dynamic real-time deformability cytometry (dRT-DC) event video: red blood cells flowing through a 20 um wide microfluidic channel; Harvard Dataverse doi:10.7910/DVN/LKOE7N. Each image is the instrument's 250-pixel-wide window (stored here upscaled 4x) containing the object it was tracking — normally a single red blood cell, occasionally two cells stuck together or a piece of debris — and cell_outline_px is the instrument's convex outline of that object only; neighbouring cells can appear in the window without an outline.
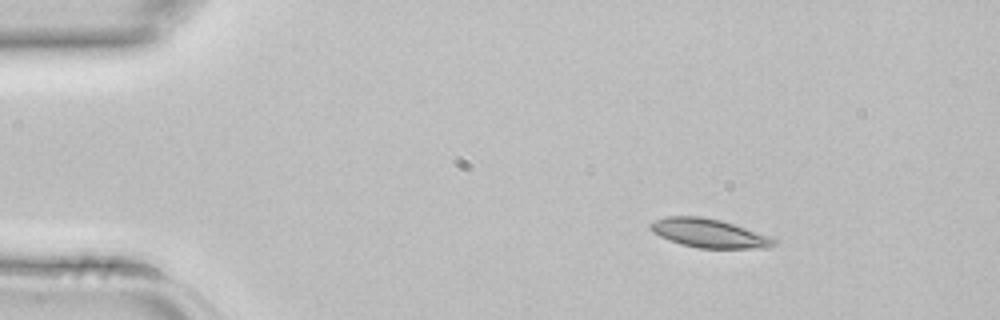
{"species": "common noctule bat (a hibernating species)", "species_latin": "Nyctalus noctula", "temperature_condition": "room temperature", "stored_images_in_passage": 3, "camera_frame_rate_fps": 3000, "um_per_image_px": 0.085, "animal": {"sex": "female", "body_mass_g": 22.7, "forearm_length_mm": 54.2}, "frame": {"image": 1, "passage_image": 1, "time_ms": 0.0, "image_size_px": [1000, 320], "cell_outline_px": [[780, 240], [776, 244], [768, 248], [700, 248], [680, 244], [660, 236], [652, 232], [648, 228], [648, 224], [656, 220], [668, 216], [700, 216], [720, 220]], "centroid_in_image_um": [60.25, 19.83], "position_along_channel_um": 24.8, "area_um2": 20.58}}
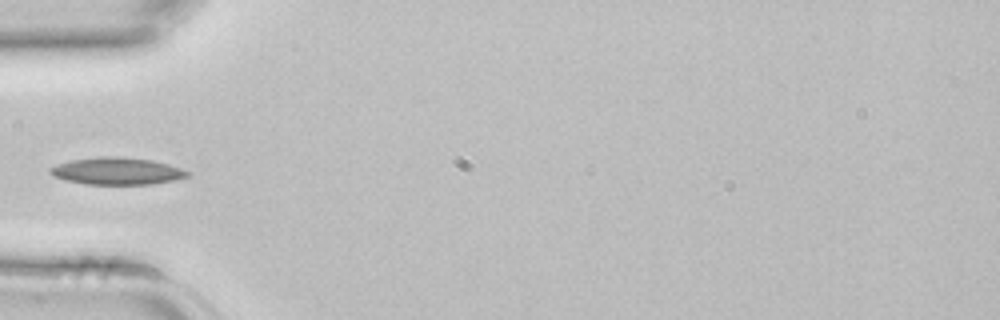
{"frame": {"image": 2, "passage_image": 3, "time_ms": 0.667, "image_size_px": [1000, 320], "cell_outline_px": [[192, 172], [188, 176], [172, 180], [152, 184], [84, 184], [64, 180], [48, 172], [48, 168], [56, 164], [72, 160], [100, 156], [120, 156], [152, 160], [168, 164]], "centroid_in_image_um": [9.92, 14.53], "position_along_channel_um": 75.1, "area_um2": 21.73}}